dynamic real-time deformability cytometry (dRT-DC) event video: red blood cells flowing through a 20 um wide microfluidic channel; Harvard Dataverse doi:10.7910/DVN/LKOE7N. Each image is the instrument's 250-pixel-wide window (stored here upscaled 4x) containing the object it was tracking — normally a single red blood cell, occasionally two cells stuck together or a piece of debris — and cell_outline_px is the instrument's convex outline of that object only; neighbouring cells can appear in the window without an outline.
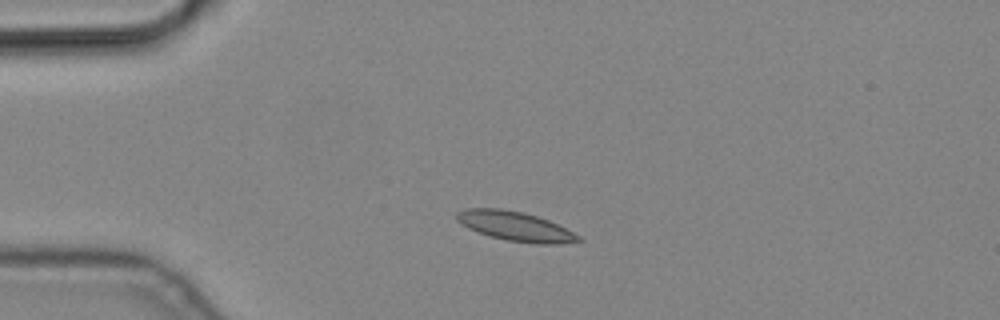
{"species": "common noctule bat (a hibernating species)", "species_latin": "Nyctalus noctula", "temperature_condition": "cold", "stored_images_in_passage": 2, "camera_frame_rate_fps": 3000, "um_per_image_px": 0.085, "animal": {"sex": "male", "body_mass_g": 19.2, "forearm_length_mm": 51.8}, "frame": {"image": 1, "passage_image": 1, "time_ms": 0.0, "image_size_px": [1000, 320], "cell_outline_px": [[584, 240], [560, 244], [536, 244], [508, 240], [476, 232], [460, 224], [456, 220], [456, 212], [464, 208], [500, 208], [520, 212], [536, 216], [548, 220], [580, 236]], "centroid_in_image_um": [43.76, 19.23], "position_along_channel_um": 41.2, "area_um2": 20.75}}